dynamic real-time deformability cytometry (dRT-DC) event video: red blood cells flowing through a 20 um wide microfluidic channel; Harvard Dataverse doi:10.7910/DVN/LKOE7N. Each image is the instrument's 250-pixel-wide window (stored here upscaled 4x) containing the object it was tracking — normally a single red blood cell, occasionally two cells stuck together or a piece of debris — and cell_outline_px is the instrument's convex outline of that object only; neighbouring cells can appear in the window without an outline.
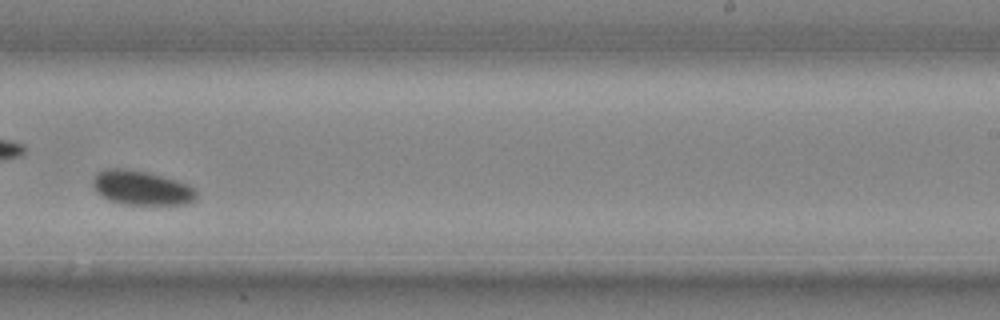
{"species": "common noctule bat (a hibernating species)", "species_latin": "Nyctalus noctula", "temperature_condition": "cold", "stored_images_in_passage": 26, "camera_frame_rate_fps": 3000, "um_per_image_px": 0.085, "animal": {"sex": "male", "body_mass_g": 20.4}, "frame": {"image": 1, "passage_image": 15, "time_ms": 4.667, "image_size_px": [1000, 320], "cell_outline_px": [[196, 196], [188, 204], [124, 204], [108, 200], [100, 196], [96, 192], [92, 184], [92, 180], [96, 172], [104, 168], [124, 168], [148, 172], [176, 180], [188, 184], [196, 192]], "centroid_in_image_um": [11.95, 15.95], "position_along_channel_um": 277.0, "area_um2": 20.81}}
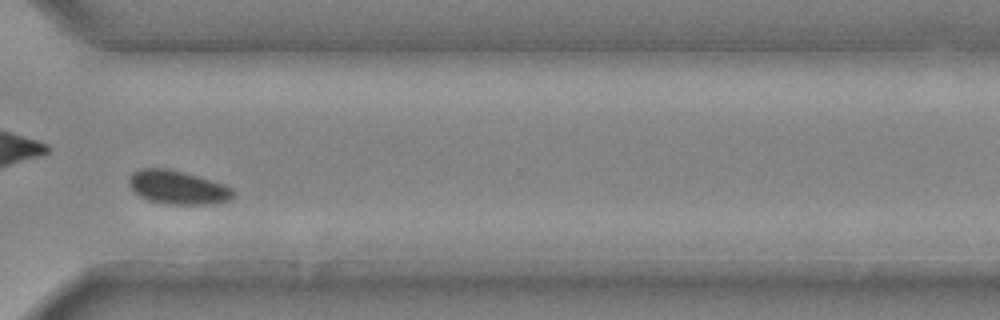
{"frame": {"image": 2, "passage_image": 19, "time_ms": 6.0, "image_size_px": [1000, 320], "cell_outline_px": [[236, 196], [232, 200], [216, 204], [164, 204], [140, 196], [128, 184], [128, 176], [132, 172], [140, 168], [168, 168], [184, 172], [224, 184], [232, 188], [236, 192]], "centroid_in_image_um": [15.15, 15.93], "position_along_channel_um": 355.4, "area_um2": 20.69}}
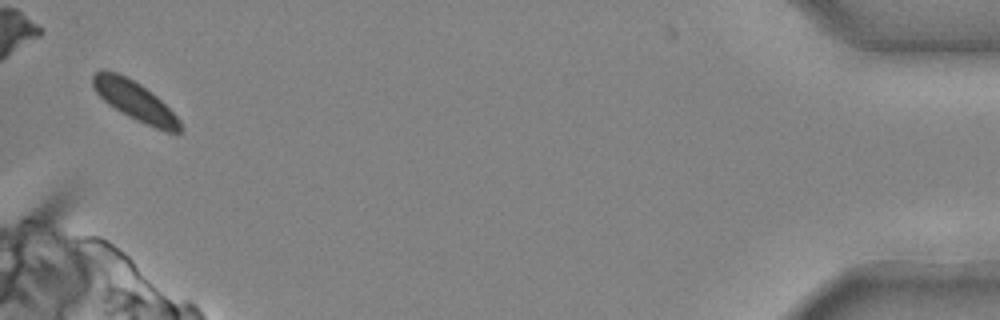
{"frame": {"image": 3, "passage_image": 26, "time_ms": 8.333, "image_size_px": [1000, 320], "cell_outline_px": [[184, 128], [180, 132], [164, 132], [144, 124], [120, 112], [108, 104], [96, 92], [92, 84], [92, 76], [96, 72], [116, 72], [140, 84], [152, 92], [180, 120]], "centroid_in_image_um": [11.5, 8.63], "position_along_channel_um": 423.7, "area_um2": 19.65}}